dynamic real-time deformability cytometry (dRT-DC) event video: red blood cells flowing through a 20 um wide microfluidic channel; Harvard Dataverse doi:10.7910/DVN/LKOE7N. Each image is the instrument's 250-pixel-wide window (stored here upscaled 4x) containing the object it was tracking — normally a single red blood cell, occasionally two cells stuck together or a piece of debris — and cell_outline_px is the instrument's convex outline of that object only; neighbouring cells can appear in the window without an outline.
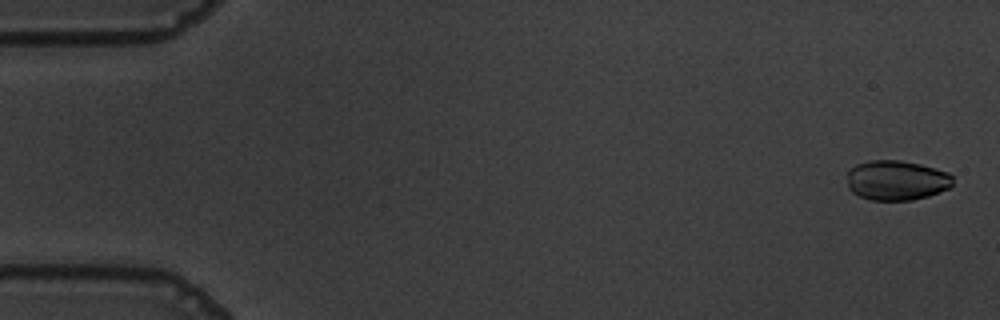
{"species": "common noctule bat (a hibernating species)", "species_latin": "Nyctalus noctula", "temperature_condition": "warm", "stored_images_in_passage": 56, "camera_frame_rate_fps": 3000, "um_per_image_px": 0.085, "animal": {"sex": "male", "body_mass_g": 19.5, "forearm_length_mm": 54.6}, "frame": {"image": 1, "passage_image": 2, "time_ms": 0.333, "image_size_px": [1000, 320], "cell_outline_px": [[952, 184], [948, 188], [928, 196], [912, 200], [872, 200], [860, 196], [852, 192], [848, 188], [848, 168], [856, 164], [868, 160], [900, 160], [920, 164], [948, 172], [952, 176]], "centroid_in_image_um": [76.17, 15.31], "position_along_channel_um": 8.8, "area_um2": 24.62}}
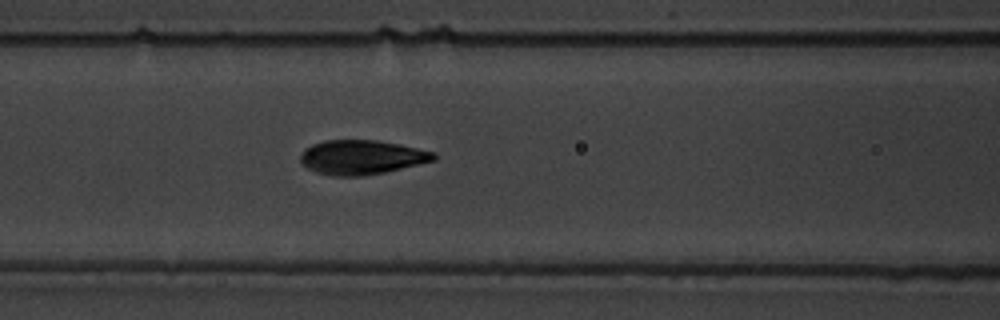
{"frame": {"image": 2, "passage_image": 24, "time_ms": 7.667, "image_size_px": [1000, 320], "cell_outline_px": [[436, 160], [384, 172], [364, 176], [332, 176], [316, 172], [300, 164], [300, 156], [312, 144], [324, 140], [376, 140], [400, 144], [436, 152]], "centroid_in_image_um": [30.75, 13.37], "position_along_channel_um": 135.9, "area_um2": 26.7}}
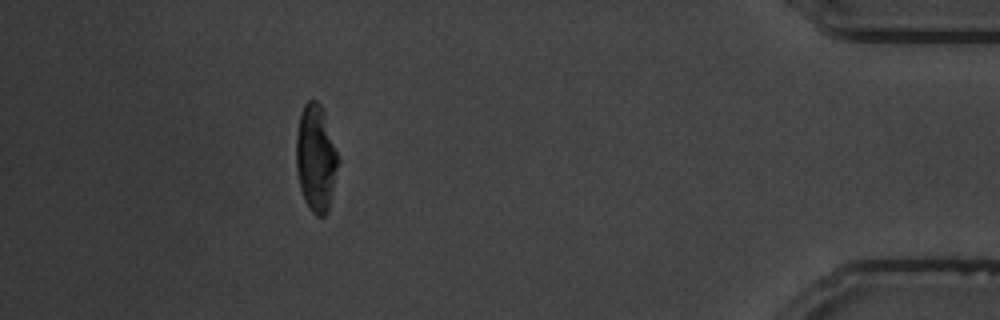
{"frame": {"image": 3, "passage_image": 51, "time_ms": 16.667, "image_size_px": [1000, 320], "cell_outline_px": [[340, 164], [328, 212], [324, 216], [316, 216], [308, 208], [304, 200], [300, 188], [296, 172], [296, 136], [300, 112], [304, 104], [308, 100], [316, 100], [320, 104], [324, 112], [340, 160]], "centroid_in_image_um": [26.86, 13.48], "position_along_channel_um": 408.3, "area_um2": 26.7}, "authors_computed_cell_mechanics": {"area_um2": 26.3279, "velocity_mm_per_s": 3.6183, "shape_relaxation_time_tau1_ms": 3.4595, "shape_relaxation_time_tau2_ms": 1.0988, "deformation_change_tau1": 0.1629, "deformation_change_tau2": 0.0549}}